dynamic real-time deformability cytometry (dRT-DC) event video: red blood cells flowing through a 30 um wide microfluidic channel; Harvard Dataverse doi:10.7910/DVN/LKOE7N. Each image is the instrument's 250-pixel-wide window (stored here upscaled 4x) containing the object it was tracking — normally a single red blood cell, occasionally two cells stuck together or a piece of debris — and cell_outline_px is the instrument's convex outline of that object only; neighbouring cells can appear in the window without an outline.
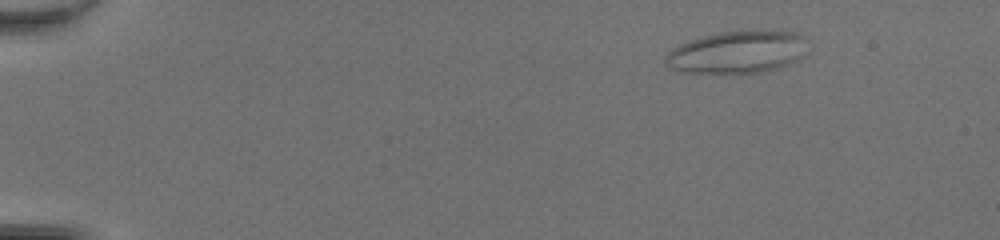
{"species": "common noctule bat (a hibernating species)", "species_latin": "Nyctalus noctula", "temperature_condition": "room temperature", "stored_images_in_passage": 50, "camera_frame_rate_fps": 3000, "um_per_image_px": 0.085, "animal": {"sex": "female", "body_mass_g": 20.0, "forearm_length_mm": 54.0}, "frame": {"image": 1, "passage_image": 7, "time_ms": 2.0, "image_size_px": [1000, 240], "cell_outline_px": [[804, 56], [780, 68], [760, 72], [680, 72], [672, 68], [664, 60], [664, 56], [672, 48], [680, 44], [704, 36], [720, 32], [764, 28], [796, 32], [804, 36]], "centroid_in_image_um": [62.71, 4.39], "position_along_channel_um": 22.3, "area_um2": 35.26}}
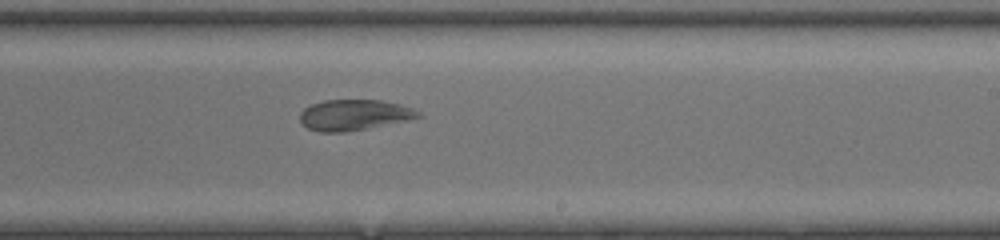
{"frame": {"image": 2, "passage_image": 32, "time_ms": 10.333, "image_size_px": [1000, 240], "cell_outline_px": [[424, 116], [368, 128], [344, 132], [320, 132], [308, 128], [300, 120], [300, 112], [304, 108], [312, 104], [324, 100], [380, 100], [400, 104], [412, 108], [420, 112]], "centroid_in_image_um": [30.09, 9.76], "position_along_channel_um": 258.9, "area_um2": 21.04}}
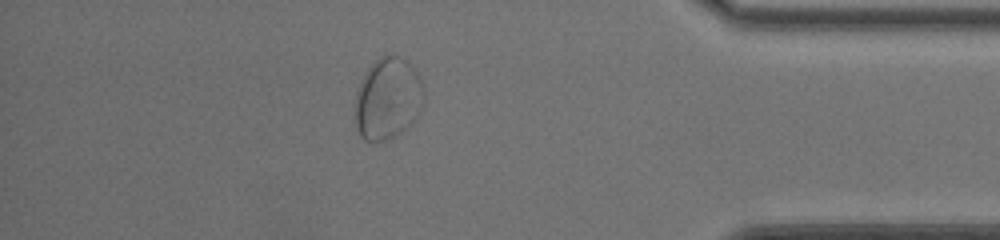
{"frame": {"image": 3, "passage_image": 44, "time_ms": 14.333, "image_size_px": [1000, 240], "cell_outline_px": [[424, 100], [420, 112], [416, 120], [412, 124], [400, 132], [384, 140], [372, 144], [364, 140], [360, 136], [356, 128], [356, 92], [360, 80], [368, 68], [380, 56], [396, 56], [408, 60], [416, 68], [424, 84]], "centroid_in_image_um": [32.99, 8.39], "position_along_channel_um": 402.2, "area_um2": 33.35}}